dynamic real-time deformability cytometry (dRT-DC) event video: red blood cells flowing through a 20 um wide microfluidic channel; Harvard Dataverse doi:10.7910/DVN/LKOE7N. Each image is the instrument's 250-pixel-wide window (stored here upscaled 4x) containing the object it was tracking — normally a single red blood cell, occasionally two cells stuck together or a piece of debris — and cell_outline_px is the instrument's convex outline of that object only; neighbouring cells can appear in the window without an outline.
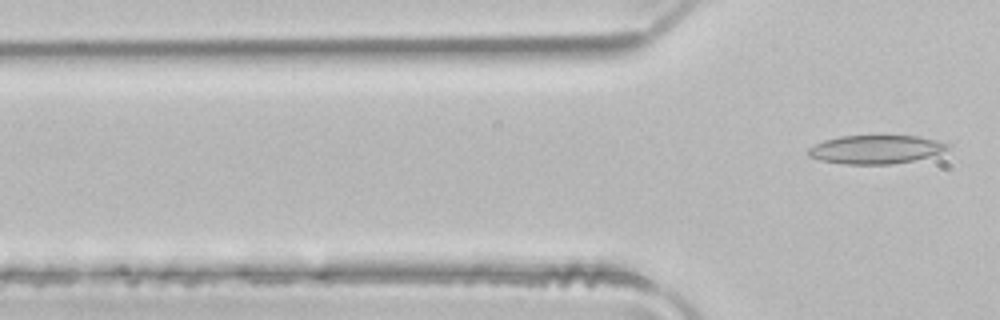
{"species": "common noctule bat (a hibernating species)", "species_latin": "Nyctalus noctula", "temperature_condition": "room temperature", "stored_images_in_passage": 5, "camera_frame_rate_fps": 3000, "um_per_image_px": 0.085, "animal": {"sex": "male", "body_mass_g": 21.5, "forearm_length_mm": 52.0}, "frame": {"image": 1, "passage_image": 5, "time_ms": 1.333, "image_size_px": [1000, 320], "cell_outline_px": [[952, 148], [928, 156], [912, 160], [888, 164], [844, 164], [820, 160], [808, 156], [808, 148], [824, 140], [840, 136], [916, 136], [936, 140], [952, 144]], "centroid_in_image_um": [74.44, 12.69], "position_along_channel_um": 51.4, "area_um2": 23.0}}